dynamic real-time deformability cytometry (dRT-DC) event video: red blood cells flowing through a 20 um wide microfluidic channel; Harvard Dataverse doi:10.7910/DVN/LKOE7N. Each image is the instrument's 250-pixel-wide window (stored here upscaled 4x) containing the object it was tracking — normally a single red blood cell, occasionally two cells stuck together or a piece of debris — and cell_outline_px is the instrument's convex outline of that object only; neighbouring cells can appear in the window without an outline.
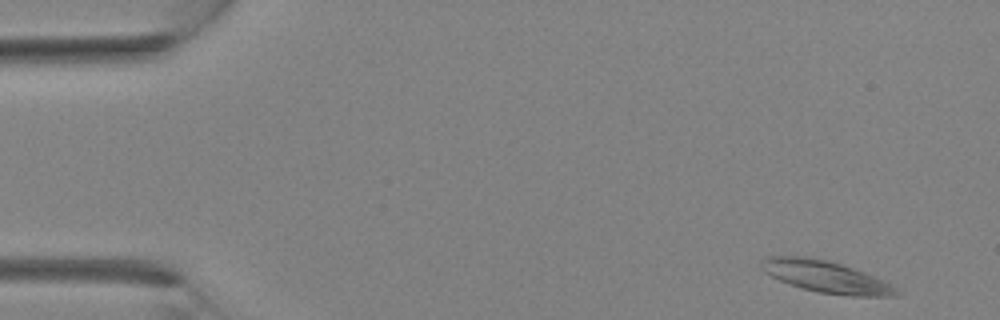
{"species": "Egyptian fruit bat (a non-hibernating species)", "species_latin": "Rousettus aegyptiacus", "temperature_condition": "room temperature", "stored_images_in_passage": 30, "camera_frame_rate_fps": 3000, "um_per_image_px": 0.085, "animal": {"sex": "female"}, "frame": {"image": 1, "passage_image": 2, "time_ms": 0.333, "image_size_px": [1000, 320], "cell_outline_px": [[900, 296], [852, 296], [820, 292], [804, 288], [780, 280], [764, 272], [760, 268], [760, 264], [764, 256], [808, 256], [828, 260], [852, 268], [892, 284], [900, 292]], "centroid_in_image_um": [70.19, 23.51], "position_along_channel_um": 14.8, "area_um2": 24.74}}
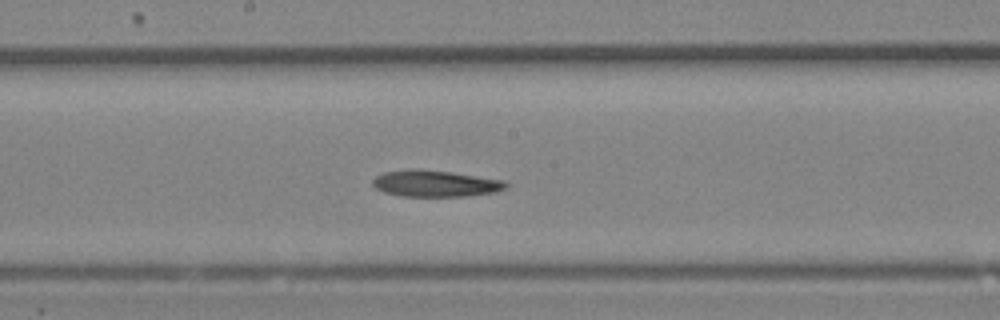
{"frame": {"image": 2, "passage_image": 16, "time_ms": 5.0, "image_size_px": [1000, 320], "cell_outline_px": [[508, 188], [496, 192], [468, 196], [404, 196], [384, 192], [376, 188], [372, 184], [372, 180], [376, 176], [384, 172], [408, 168], [420, 168], [452, 172], [504, 180], [508, 184]], "centroid_in_image_um": [37.01, 15.58], "position_along_channel_um": 211.2, "area_um2": 20.81}}
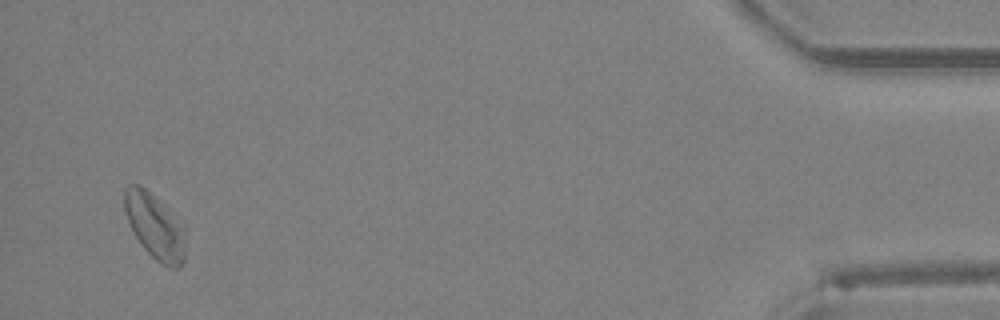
{"frame": {"image": 3, "passage_image": 29, "time_ms": 9.333, "image_size_px": [1000, 320], "cell_outline_px": [[184, 260], [180, 268], [168, 268], [156, 260], [144, 248], [136, 236], [124, 212], [124, 188], [128, 184], [140, 184], [184, 228]], "centroid_in_image_um": [13.13, 19.27], "position_along_channel_um": 422.1, "area_um2": 22.37}}